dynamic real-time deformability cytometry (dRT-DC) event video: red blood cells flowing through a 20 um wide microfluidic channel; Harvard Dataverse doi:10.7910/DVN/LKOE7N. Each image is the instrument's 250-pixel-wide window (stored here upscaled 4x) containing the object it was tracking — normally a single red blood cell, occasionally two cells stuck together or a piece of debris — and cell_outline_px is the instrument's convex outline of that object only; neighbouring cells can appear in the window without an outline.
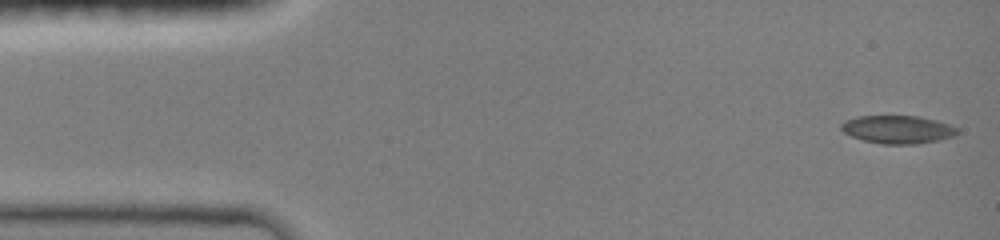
{"species": "common noctule bat (a hibernating species)", "species_latin": "Nyctalus noctula", "temperature_condition": "room temperature", "stored_images_in_passage": 47, "camera_frame_rate_fps": 3000, "um_per_image_px": 0.085, "animal": {"sex": "female", "body_mass_g": 19.0, "forearm_length_mm": 51.5}, "frame": {"image": 1, "passage_image": 1, "time_ms": 0.0, "image_size_px": [1000, 240], "cell_outline_px": [[960, 132], [956, 136], [940, 140], [916, 144], [880, 144], [864, 140], [852, 136], [844, 132], [840, 128], [840, 124], [844, 120], [856, 116], [920, 116], [936, 120], [960, 128]], "centroid_in_image_um": [76.34, 11.0], "position_along_channel_um": 8.7, "area_um2": 19.25}}
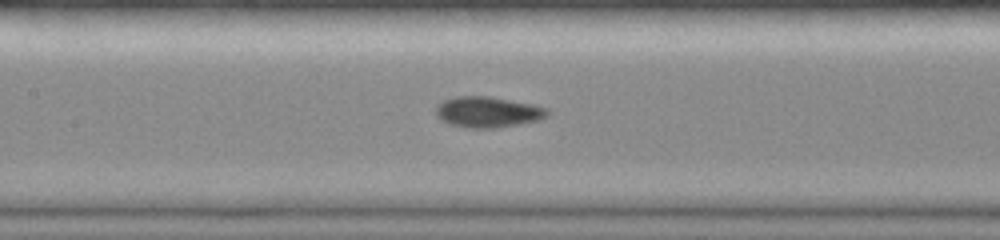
{"frame": {"image": 2, "passage_image": 21, "time_ms": 6.667, "image_size_px": [1000, 240], "cell_outline_px": [[548, 116], [540, 120], [492, 128], [472, 128], [448, 124], [440, 120], [436, 116], [436, 104], [444, 100], [456, 96], [492, 96], [532, 104], [548, 108]], "centroid_in_image_um": [41.44, 9.51], "position_along_channel_um": 166.0, "area_um2": 20.11}}
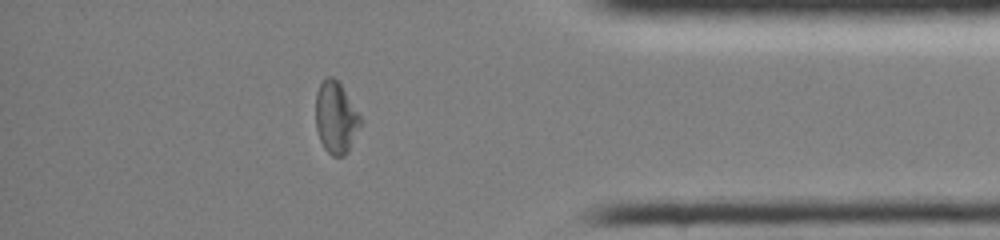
{"frame": {"image": 3, "passage_image": 40, "time_ms": 13.0, "image_size_px": [1000, 240], "cell_outline_px": [[360, 124], [348, 152], [344, 156], [332, 156], [324, 148], [320, 140], [316, 128], [316, 92], [320, 84], [328, 76], [332, 76], [340, 84], [360, 116]], "centroid_in_image_um": [28.52, 10.02], "position_along_channel_um": 406.7, "area_um2": 18.32}, "authors_computed_cell_mechanics": {"area_um2": 18.8428, "velocity_mm_per_s": 4.0445, "shape_relaxation_time_tau1_ms": null, "shape_relaxation_time_tau2_ms": 2.1209, "deformation_change_tau1": null, "deformation_change_tau2": 0.0508}}